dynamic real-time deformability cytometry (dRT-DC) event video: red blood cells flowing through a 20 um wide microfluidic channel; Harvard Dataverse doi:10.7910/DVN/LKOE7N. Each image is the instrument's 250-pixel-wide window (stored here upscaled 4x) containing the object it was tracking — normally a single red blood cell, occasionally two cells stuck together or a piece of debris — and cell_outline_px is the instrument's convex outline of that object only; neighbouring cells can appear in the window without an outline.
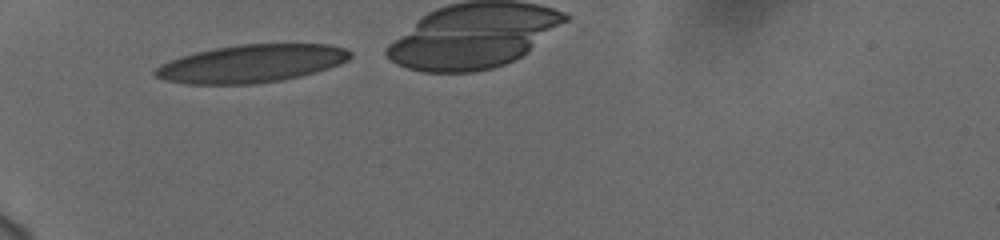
{"species": "human", "species_latin": "Homo sapiens", "temperature_condition": "cold", "stored_images_in_passage": 30, "camera_frame_rate_fps": 3000, "um_per_image_px": 0.085, "donor": {"sex": "female"}, "frame": {"image": 1, "passage_image": 1, "time_ms": 0.0, "image_size_px": [1000, 240], "cell_outline_px": [[352, 56], [348, 60], [340, 64], [316, 72], [300, 76], [280, 80], [252, 84], [188, 84], [164, 80], [156, 76], [152, 72], [160, 64], [168, 60], [180, 56], [196, 52], [216, 48], [240, 44], [328, 44], [344, 48], [352, 52]], "centroid_in_image_um": [21.36, 5.4], "position_along_channel_um": 63.6, "area_um2": 43.0}}
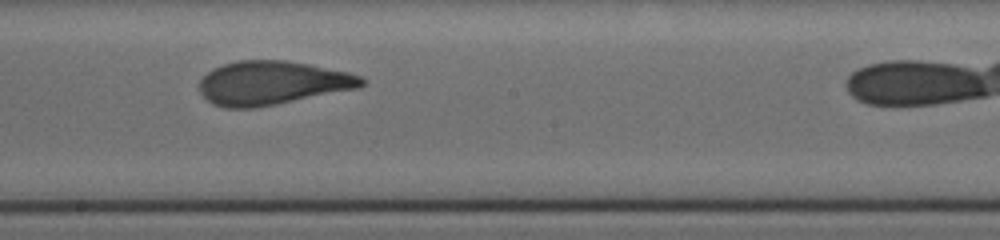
{"frame": {"image": 2, "passage_image": 15, "time_ms": 4.667, "image_size_px": [1000, 240], "cell_outline_px": [[368, 80], [360, 88], [256, 108], [224, 108], [212, 104], [200, 92], [200, 80], [212, 68], [224, 64], [240, 60], [284, 60], [308, 64], [348, 72], [360, 76]], "centroid_in_image_um": [23.15, 7.06], "position_along_channel_um": 225.0, "area_um2": 41.44}}
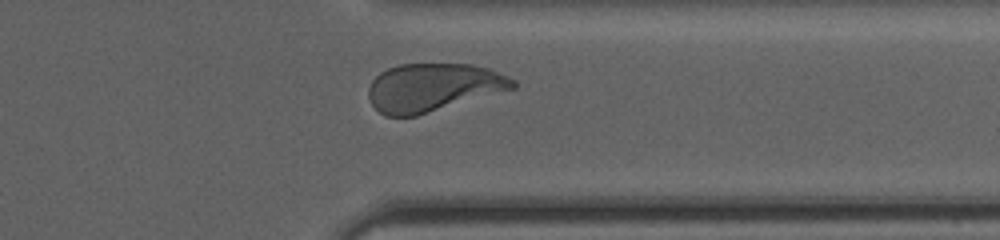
{"frame": {"image": 3, "passage_image": 27, "time_ms": 8.667, "image_size_px": [1000, 240], "cell_outline_px": [[516, 88], [416, 116], [384, 116], [372, 104], [368, 96], [368, 88], [372, 80], [380, 72], [388, 68], [400, 64], [472, 64], [488, 68], [508, 76], [516, 80]], "centroid_in_image_um": [36.82, 7.43], "position_along_channel_um": 374.6, "area_um2": 40.52}, "authors_computed_cell_mechanics": {"area_um2": 41.2692, "velocity_mm_per_s": 3.746, "shape_relaxation_time_tau1_ms": 4.893, "shape_relaxation_time_tau2_ms": 1.0027, "deformation_change_tau1": 0.2011, "deformation_change_tau2": 0.0698}}